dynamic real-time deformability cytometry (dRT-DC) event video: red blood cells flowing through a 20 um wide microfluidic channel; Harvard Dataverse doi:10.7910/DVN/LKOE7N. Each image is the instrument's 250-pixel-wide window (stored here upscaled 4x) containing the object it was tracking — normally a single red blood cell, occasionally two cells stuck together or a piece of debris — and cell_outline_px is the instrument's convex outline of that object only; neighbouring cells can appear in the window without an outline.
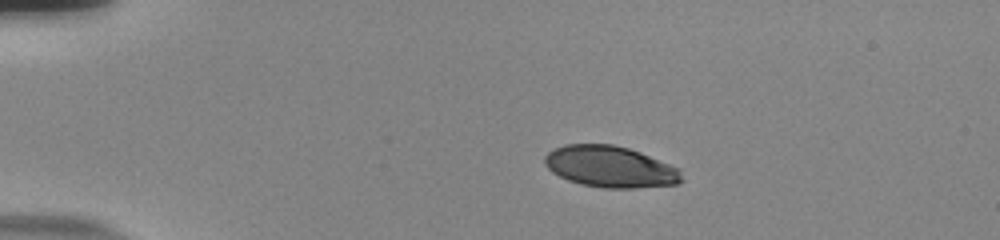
{"species": "human", "species_latin": "Homo sapiens", "temperature_condition": "room temperature", "stored_images_in_passage": 44, "camera_frame_rate_fps": 3000, "um_per_image_px": 0.085, "donor": {"sex": "male"}, "frame": {"image": 1, "passage_image": 1, "time_ms": 0.0, "image_size_px": [1000, 240], "cell_outline_px": [[684, 180], [676, 184], [636, 188], [604, 188], [580, 184], [568, 180], [552, 172], [544, 164], [544, 156], [548, 152], [564, 144], [612, 144], [628, 148], [640, 152], [680, 168]], "centroid_in_image_um": [51.88, 14.17], "position_along_channel_um": 33.1, "area_um2": 33.18}}
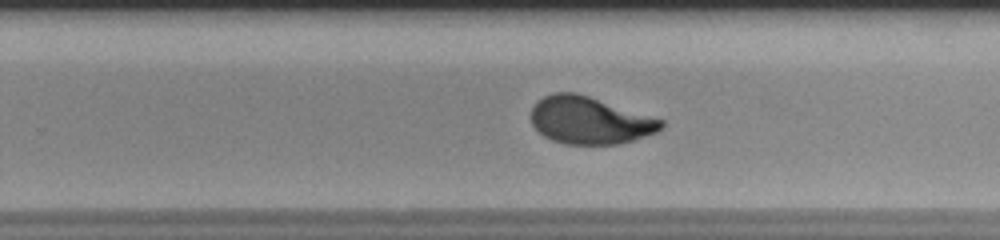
{"frame": {"image": 2, "passage_image": 26, "time_ms": 8.333, "image_size_px": [1000, 240], "cell_outline_px": [[664, 124], [656, 132], [632, 140], [616, 144], [564, 144], [552, 140], [544, 136], [532, 124], [532, 108], [536, 100], [544, 96], [556, 92], [576, 92], [664, 120]], "centroid_in_image_um": [50.09, 10.22], "position_along_channel_um": 279.7, "area_um2": 35.55}}
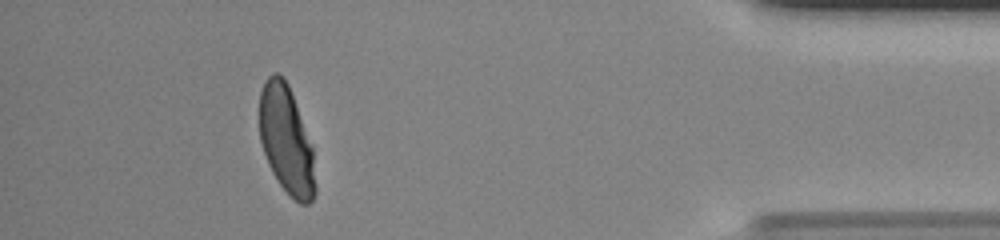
{"frame": {"image": 3, "passage_image": 40, "time_ms": 13.0, "image_size_px": [1000, 240], "cell_outline_px": [[316, 192], [312, 200], [308, 204], [300, 204], [288, 196], [272, 172], [268, 164], [260, 140], [260, 92], [268, 76], [272, 72], [276, 72], [288, 84], [312, 148], [316, 188]], "centroid_in_image_um": [24.33, 11.96], "position_along_channel_um": 410.9, "area_um2": 34.74}, "authors_computed_cell_mechanics": {"area_um2": 36.1828, "velocity_mm_per_s": 3.786, "shape_relaxation_time_tau1_ms": 5.2236, "shape_relaxation_time_tau2_ms": null, "deformation_change_tau1": 0.1978, "deformation_change_tau2": null}}